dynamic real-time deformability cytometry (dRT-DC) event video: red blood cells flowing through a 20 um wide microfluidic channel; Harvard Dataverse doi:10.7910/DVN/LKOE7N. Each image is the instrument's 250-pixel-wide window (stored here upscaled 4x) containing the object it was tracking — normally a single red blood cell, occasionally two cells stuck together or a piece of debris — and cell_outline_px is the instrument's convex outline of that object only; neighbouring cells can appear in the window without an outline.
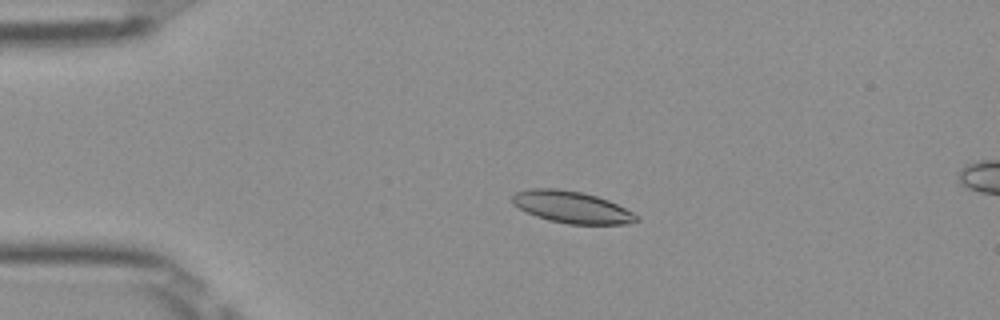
{"species": "Egyptian fruit bat (a non-hibernating species)", "species_latin": "Rousettus aegyptiacus", "temperature_condition": "room temperature", "stored_images_in_passage": 17, "camera_frame_rate_fps": 3000, "um_per_image_px": 0.085, "frame": {"image": 1, "passage_image": 12, "time_ms": 3.667, "image_size_px": [1000, 320], "cell_outline_px": [[640, 220], [628, 224], [568, 224], [548, 220], [536, 216], [512, 204], [512, 196], [516, 192], [532, 188], [556, 188], [580, 192], [596, 196], [608, 200], [632, 212]], "centroid_in_image_um": [48.58, 17.61], "position_along_channel_um": 36.4, "area_um2": 22.83}}